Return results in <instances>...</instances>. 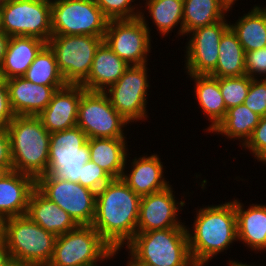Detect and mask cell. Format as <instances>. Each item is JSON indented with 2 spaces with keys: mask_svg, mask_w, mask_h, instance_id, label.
<instances>
[{
  "mask_svg": "<svg viewBox=\"0 0 266 266\" xmlns=\"http://www.w3.org/2000/svg\"><path fill=\"white\" fill-rule=\"evenodd\" d=\"M140 201L121 178L111 179L97 192L92 227L116 255L137 233Z\"/></svg>",
  "mask_w": 266,
  "mask_h": 266,
  "instance_id": "6da1fadb",
  "label": "cell"
},
{
  "mask_svg": "<svg viewBox=\"0 0 266 266\" xmlns=\"http://www.w3.org/2000/svg\"><path fill=\"white\" fill-rule=\"evenodd\" d=\"M194 218L191 230L187 227V234L196 266H207L211 259L238 242L235 198L218 205L200 207Z\"/></svg>",
  "mask_w": 266,
  "mask_h": 266,
  "instance_id": "7a4b0ae2",
  "label": "cell"
},
{
  "mask_svg": "<svg viewBox=\"0 0 266 266\" xmlns=\"http://www.w3.org/2000/svg\"><path fill=\"white\" fill-rule=\"evenodd\" d=\"M125 246L129 255L126 264L196 266L189 250L187 228L136 233Z\"/></svg>",
  "mask_w": 266,
  "mask_h": 266,
  "instance_id": "3957f363",
  "label": "cell"
},
{
  "mask_svg": "<svg viewBox=\"0 0 266 266\" xmlns=\"http://www.w3.org/2000/svg\"><path fill=\"white\" fill-rule=\"evenodd\" d=\"M11 148L12 170L37 179L46 174L50 136L37 116H15L6 127Z\"/></svg>",
  "mask_w": 266,
  "mask_h": 266,
  "instance_id": "277c9868",
  "label": "cell"
},
{
  "mask_svg": "<svg viewBox=\"0 0 266 266\" xmlns=\"http://www.w3.org/2000/svg\"><path fill=\"white\" fill-rule=\"evenodd\" d=\"M56 237L26 215L3 220V238L11 260L29 266L50 262Z\"/></svg>",
  "mask_w": 266,
  "mask_h": 266,
  "instance_id": "5b68a950",
  "label": "cell"
},
{
  "mask_svg": "<svg viewBox=\"0 0 266 266\" xmlns=\"http://www.w3.org/2000/svg\"><path fill=\"white\" fill-rule=\"evenodd\" d=\"M115 256L116 252L92 225H78L56 237L49 263L54 266H98V262L106 264Z\"/></svg>",
  "mask_w": 266,
  "mask_h": 266,
  "instance_id": "8992f818",
  "label": "cell"
},
{
  "mask_svg": "<svg viewBox=\"0 0 266 266\" xmlns=\"http://www.w3.org/2000/svg\"><path fill=\"white\" fill-rule=\"evenodd\" d=\"M90 160L88 137L78 126L51 133L46 174L79 183L81 167Z\"/></svg>",
  "mask_w": 266,
  "mask_h": 266,
  "instance_id": "52a82bcc",
  "label": "cell"
},
{
  "mask_svg": "<svg viewBox=\"0 0 266 266\" xmlns=\"http://www.w3.org/2000/svg\"><path fill=\"white\" fill-rule=\"evenodd\" d=\"M1 29L10 37L27 36L48 42L52 36L51 5L37 0H2Z\"/></svg>",
  "mask_w": 266,
  "mask_h": 266,
  "instance_id": "ba28073f",
  "label": "cell"
},
{
  "mask_svg": "<svg viewBox=\"0 0 266 266\" xmlns=\"http://www.w3.org/2000/svg\"><path fill=\"white\" fill-rule=\"evenodd\" d=\"M103 41L104 37L89 35H52L47 44L66 83L81 84L88 77L96 50Z\"/></svg>",
  "mask_w": 266,
  "mask_h": 266,
  "instance_id": "9c48e42d",
  "label": "cell"
},
{
  "mask_svg": "<svg viewBox=\"0 0 266 266\" xmlns=\"http://www.w3.org/2000/svg\"><path fill=\"white\" fill-rule=\"evenodd\" d=\"M52 35L104 37L109 19L93 0H58L51 6Z\"/></svg>",
  "mask_w": 266,
  "mask_h": 266,
  "instance_id": "30bf717a",
  "label": "cell"
},
{
  "mask_svg": "<svg viewBox=\"0 0 266 266\" xmlns=\"http://www.w3.org/2000/svg\"><path fill=\"white\" fill-rule=\"evenodd\" d=\"M146 12L135 19L109 20L107 25L104 41L129 65H144L150 60L152 36Z\"/></svg>",
  "mask_w": 266,
  "mask_h": 266,
  "instance_id": "8fae6325",
  "label": "cell"
},
{
  "mask_svg": "<svg viewBox=\"0 0 266 266\" xmlns=\"http://www.w3.org/2000/svg\"><path fill=\"white\" fill-rule=\"evenodd\" d=\"M127 124L129 126L130 123L111 105L105 92H83L76 126L83 130L88 139L127 138L124 134Z\"/></svg>",
  "mask_w": 266,
  "mask_h": 266,
  "instance_id": "7c38bea8",
  "label": "cell"
},
{
  "mask_svg": "<svg viewBox=\"0 0 266 266\" xmlns=\"http://www.w3.org/2000/svg\"><path fill=\"white\" fill-rule=\"evenodd\" d=\"M148 64L129 65L116 83L104 91L111 105L130 124L147 120Z\"/></svg>",
  "mask_w": 266,
  "mask_h": 266,
  "instance_id": "4fadbf2b",
  "label": "cell"
},
{
  "mask_svg": "<svg viewBox=\"0 0 266 266\" xmlns=\"http://www.w3.org/2000/svg\"><path fill=\"white\" fill-rule=\"evenodd\" d=\"M36 188L49 200L67 212L78 225H92L96 213V195L93 190L53 175H41Z\"/></svg>",
  "mask_w": 266,
  "mask_h": 266,
  "instance_id": "5bb4252c",
  "label": "cell"
},
{
  "mask_svg": "<svg viewBox=\"0 0 266 266\" xmlns=\"http://www.w3.org/2000/svg\"><path fill=\"white\" fill-rule=\"evenodd\" d=\"M229 27L230 24L225 18L187 34L188 41L184 52L186 75H208L216 68L220 40Z\"/></svg>",
  "mask_w": 266,
  "mask_h": 266,
  "instance_id": "9a60e30c",
  "label": "cell"
},
{
  "mask_svg": "<svg viewBox=\"0 0 266 266\" xmlns=\"http://www.w3.org/2000/svg\"><path fill=\"white\" fill-rule=\"evenodd\" d=\"M172 185L166 189L141 197L137 233L168 228H187L178 217L186 202L177 201ZM180 219V220H178Z\"/></svg>",
  "mask_w": 266,
  "mask_h": 266,
  "instance_id": "2e32d148",
  "label": "cell"
},
{
  "mask_svg": "<svg viewBox=\"0 0 266 266\" xmlns=\"http://www.w3.org/2000/svg\"><path fill=\"white\" fill-rule=\"evenodd\" d=\"M85 90L80 84H67L55 91L48 106L37 116L49 133L76 126L78 106Z\"/></svg>",
  "mask_w": 266,
  "mask_h": 266,
  "instance_id": "e0dca14e",
  "label": "cell"
},
{
  "mask_svg": "<svg viewBox=\"0 0 266 266\" xmlns=\"http://www.w3.org/2000/svg\"><path fill=\"white\" fill-rule=\"evenodd\" d=\"M129 155L131 154L127 155L121 179L132 191L142 197L162 191L170 186L169 181L164 176V166L159 155L156 153L149 156L144 154V156H139L140 158L134 157L132 162L128 159L131 158ZM127 161L131 162V165ZM127 165L131 167H129L130 171L126 170Z\"/></svg>",
  "mask_w": 266,
  "mask_h": 266,
  "instance_id": "ac0fdd59",
  "label": "cell"
},
{
  "mask_svg": "<svg viewBox=\"0 0 266 266\" xmlns=\"http://www.w3.org/2000/svg\"><path fill=\"white\" fill-rule=\"evenodd\" d=\"M12 110L16 116H38L49 104L57 89L64 86H44L24 77L6 80Z\"/></svg>",
  "mask_w": 266,
  "mask_h": 266,
  "instance_id": "d6986e66",
  "label": "cell"
},
{
  "mask_svg": "<svg viewBox=\"0 0 266 266\" xmlns=\"http://www.w3.org/2000/svg\"><path fill=\"white\" fill-rule=\"evenodd\" d=\"M35 188V178L11 170L0 180V218L5 220L26 215L29 199Z\"/></svg>",
  "mask_w": 266,
  "mask_h": 266,
  "instance_id": "ffe728a7",
  "label": "cell"
},
{
  "mask_svg": "<svg viewBox=\"0 0 266 266\" xmlns=\"http://www.w3.org/2000/svg\"><path fill=\"white\" fill-rule=\"evenodd\" d=\"M244 204L235 199L238 241L252 251H266V204ZM248 207V208H247ZM263 250V251H262Z\"/></svg>",
  "mask_w": 266,
  "mask_h": 266,
  "instance_id": "44dd1931",
  "label": "cell"
},
{
  "mask_svg": "<svg viewBox=\"0 0 266 266\" xmlns=\"http://www.w3.org/2000/svg\"><path fill=\"white\" fill-rule=\"evenodd\" d=\"M128 67L129 64L103 41L96 50L88 77L80 85L89 91L104 92L118 81Z\"/></svg>",
  "mask_w": 266,
  "mask_h": 266,
  "instance_id": "7402d4cb",
  "label": "cell"
},
{
  "mask_svg": "<svg viewBox=\"0 0 266 266\" xmlns=\"http://www.w3.org/2000/svg\"><path fill=\"white\" fill-rule=\"evenodd\" d=\"M26 216L55 236L67 233L78 226L67 212L45 197L37 188L31 193Z\"/></svg>",
  "mask_w": 266,
  "mask_h": 266,
  "instance_id": "603a6c76",
  "label": "cell"
},
{
  "mask_svg": "<svg viewBox=\"0 0 266 266\" xmlns=\"http://www.w3.org/2000/svg\"><path fill=\"white\" fill-rule=\"evenodd\" d=\"M46 41L34 37H10L6 54L0 66V77L8 80L23 77Z\"/></svg>",
  "mask_w": 266,
  "mask_h": 266,
  "instance_id": "cb8c5ba5",
  "label": "cell"
},
{
  "mask_svg": "<svg viewBox=\"0 0 266 266\" xmlns=\"http://www.w3.org/2000/svg\"><path fill=\"white\" fill-rule=\"evenodd\" d=\"M126 138L88 139L90 160L112 179L121 178L129 152Z\"/></svg>",
  "mask_w": 266,
  "mask_h": 266,
  "instance_id": "d4e9b609",
  "label": "cell"
},
{
  "mask_svg": "<svg viewBox=\"0 0 266 266\" xmlns=\"http://www.w3.org/2000/svg\"><path fill=\"white\" fill-rule=\"evenodd\" d=\"M194 81L195 99L205 117L211 124L205 129L206 133L212 131L225 117L227 109L221 95L219 78L211 75H188Z\"/></svg>",
  "mask_w": 266,
  "mask_h": 266,
  "instance_id": "484cf974",
  "label": "cell"
},
{
  "mask_svg": "<svg viewBox=\"0 0 266 266\" xmlns=\"http://www.w3.org/2000/svg\"><path fill=\"white\" fill-rule=\"evenodd\" d=\"M238 18L234 24L230 21L229 24L245 53L266 47V6L254 5Z\"/></svg>",
  "mask_w": 266,
  "mask_h": 266,
  "instance_id": "4316f807",
  "label": "cell"
},
{
  "mask_svg": "<svg viewBox=\"0 0 266 266\" xmlns=\"http://www.w3.org/2000/svg\"><path fill=\"white\" fill-rule=\"evenodd\" d=\"M232 8L224 0H184V37L196 28L225 19Z\"/></svg>",
  "mask_w": 266,
  "mask_h": 266,
  "instance_id": "83f0119b",
  "label": "cell"
},
{
  "mask_svg": "<svg viewBox=\"0 0 266 266\" xmlns=\"http://www.w3.org/2000/svg\"><path fill=\"white\" fill-rule=\"evenodd\" d=\"M260 116L251 111L245 104H239L227 110L225 117L209 133L220 134L244 145L256 128ZM242 140V141H241Z\"/></svg>",
  "mask_w": 266,
  "mask_h": 266,
  "instance_id": "f1b7e54d",
  "label": "cell"
},
{
  "mask_svg": "<svg viewBox=\"0 0 266 266\" xmlns=\"http://www.w3.org/2000/svg\"><path fill=\"white\" fill-rule=\"evenodd\" d=\"M209 75L216 78L246 75L245 50L231 27L221 37L217 65Z\"/></svg>",
  "mask_w": 266,
  "mask_h": 266,
  "instance_id": "f546056e",
  "label": "cell"
},
{
  "mask_svg": "<svg viewBox=\"0 0 266 266\" xmlns=\"http://www.w3.org/2000/svg\"><path fill=\"white\" fill-rule=\"evenodd\" d=\"M141 12L148 10L150 20L154 23L158 33L163 38L178 27L177 35L184 37L183 4L184 0H143ZM145 7V8H144ZM144 8V9H143ZM179 25V26H178Z\"/></svg>",
  "mask_w": 266,
  "mask_h": 266,
  "instance_id": "4dcf8cb0",
  "label": "cell"
},
{
  "mask_svg": "<svg viewBox=\"0 0 266 266\" xmlns=\"http://www.w3.org/2000/svg\"><path fill=\"white\" fill-rule=\"evenodd\" d=\"M26 80L44 86H65L66 81L59 71L53 50L46 44L23 76Z\"/></svg>",
  "mask_w": 266,
  "mask_h": 266,
  "instance_id": "1f68e13d",
  "label": "cell"
},
{
  "mask_svg": "<svg viewBox=\"0 0 266 266\" xmlns=\"http://www.w3.org/2000/svg\"><path fill=\"white\" fill-rule=\"evenodd\" d=\"M251 81L252 78L248 75L219 78L220 91L227 110L239 104H244Z\"/></svg>",
  "mask_w": 266,
  "mask_h": 266,
  "instance_id": "d6a6232c",
  "label": "cell"
},
{
  "mask_svg": "<svg viewBox=\"0 0 266 266\" xmlns=\"http://www.w3.org/2000/svg\"><path fill=\"white\" fill-rule=\"evenodd\" d=\"M134 1L135 0H97L96 4L109 20L135 19L140 15L141 2L139 1L138 5ZM133 3L135 5H133Z\"/></svg>",
  "mask_w": 266,
  "mask_h": 266,
  "instance_id": "836d02e7",
  "label": "cell"
},
{
  "mask_svg": "<svg viewBox=\"0 0 266 266\" xmlns=\"http://www.w3.org/2000/svg\"><path fill=\"white\" fill-rule=\"evenodd\" d=\"M112 178L97 164L91 160L81 167V178L79 183L94 192H98Z\"/></svg>",
  "mask_w": 266,
  "mask_h": 266,
  "instance_id": "e575fe53",
  "label": "cell"
},
{
  "mask_svg": "<svg viewBox=\"0 0 266 266\" xmlns=\"http://www.w3.org/2000/svg\"><path fill=\"white\" fill-rule=\"evenodd\" d=\"M244 104L260 117L266 116V79L252 78Z\"/></svg>",
  "mask_w": 266,
  "mask_h": 266,
  "instance_id": "d590c367",
  "label": "cell"
},
{
  "mask_svg": "<svg viewBox=\"0 0 266 266\" xmlns=\"http://www.w3.org/2000/svg\"><path fill=\"white\" fill-rule=\"evenodd\" d=\"M242 147L249 150L258 162L266 164V116L260 117L251 137Z\"/></svg>",
  "mask_w": 266,
  "mask_h": 266,
  "instance_id": "8d00e7d4",
  "label": "cell"
},
{
  "mask_svg": "<svg viewBox=\"0 0 266 266\" xmlns=\"http://www.w3.org/2000/svg\"><path fill=\"white\" fill-rule=\"evenodd\" d=\"M246 75L266 79V47L245 53Z\"/></svg>",
  "mask_w": 266,
  "mask_h": 266,
  "instance_id": "74e56055",
  "label": "cell"
},
{
  "mask_svg": "<svg viewBox=\"0 0 266 266\" xmlns=\"http://www.w3.org/2000/svg\"><path fill=\"white\" fill-rule=\"evenodd\" d=\"M15 116L10 104L6 79L0 77V126L6 128Z\"/></svg>",
  "mask_w": 266,
  "mask_h": 266,
  "instance_id": "f35d334b",
  "label": "cell"
},
{
  "mask_svg": "<svg viewBox=\"0 0 266 266\" xmlns=\"http://www.w3.org/2000/svg\"><path fill=\"white\" fill-rule=\"evenodd\" d=\"M0 165H12L10 138L7 128L0 126Z\"/></svg>",
  "mask_w": 266,
  "mask_h": 266,
  "instance_id": "ab89813d",
  "label": "cell"
},
{
  "mask_svg": "<svg viewBox=\"0 0 266 266\" xmlns=\"http://www.w3.org/2000/svg\"><path fill=\"white\" fill-rule=\"evenodd\" d=\"M11 260L9 250L3 237L0 238V266H5Z\"/></svg>",
  "mask_w": 266,
  "mask_h": 266,
  "instance_id": "60d3db41",
  "label": "cell"
},
{
  "mask_svg": "<svg viewBox=\"0 0 266 266\" xmlns=\"http://www.w3.org/2000/svg\"><path fill=\"white\" fill-rule=\"evenodd\" d=\"M9 39H10L9 35H7L4 31H0V66L6 54V49Z\"/></svg>",
  "mask_w": 266,
  "mask_h": 266,
  "instance_id": "b9f144b4",
  "label": "cell"
},
{
  "mask_svg": "<svg viewBox=\"0 0 266 266\" xmlns=\"http://www.w3.org/2000/svg\"><path fill=\"white\" fill-rule=\"evenodd\" d=\"M12 170V165H0V180Z\"/></svg>",
  "mask_w": 266,
  "mask_h": 266,
  "instance_id": "7bdbcfd3",
  "label": "cell"
},
{
  "mask_svg": "<svg viewBox=\"0 0 266 266\" xmlns=\"http://www.w3.org/2000/svg\"><path fill=\"white\" fill-rule=\"evenodd\" d=\"M228 263V266H257L256 264L249 265V263L238 262V260H229Z\"/></svg>",
  "mask_w": 266,
  "mask_h": 266,
  "instance_id": "ee69618b",
  "label": "cell"
},
{
  "mask_svg": "<svg viewBox=\"0 0 266 266\" xmlns=\"http://www.w3.org/2000/svg\"><path fill=\"white\" fill-rule=\"evenodd\" d=\"M5 266H29V265L21 263L19 261L10 260Z\"/></svg>",
  "mask_w": 266,
  "mask_h": 266,
  "instance_id": "f6af8a7d",
  "label": "cell"
},
{
  "mask_svg": "<svg viewBox=\"0 0 266 266\" xmlns=\"http://www.w3.org/2000/svg\"><path fill=\"white\" fill-rule=\"evenodd\" d=\"M37 1H40V2H44V3H47L49 5H53L55 4L58 0H37Z\"/></svg>",
  "mask_w": 266,
  "mask_h": 266,
  "instance_id": "bcb514c9",
  "label": "cell"
},
{
  "mask_svg": "<svg viewBox=\"0 0 266 266\" xmlns=\"http://www.w3.org/2000/svg\"><path fill=\"white\" fill-rule=\"evenodd\" d=\"M3 237V220L0 218V238Z\"/></svg>",
  "mask_w": 266,
  "mask_h": 266,
  "instance_id": "7dc6e473",
  "label": "cell"
},
{
  "mask_svg": "<svg viewBox=\"0 0 266 266\" xmlns=\"http://www.w3.org/2000/svg\"><path fill=\"white\" fill-rule=\"evenodd\" d=\"M126 266H156V265H150V264H127Z\"/></svg>",
  "mask_w": 266,
  "mask_h": 266,
  "instance_id": "c3c4849f",
  "label": "cell"
},
{
  "mask_svg": "<svg viewBox=\"0 0 266 266\" xmlns=\"http://www.w3.org/2000/svg\"><path fill=\"white\" fill-rule=\"evenodd\" d=\"M227 4H229L230 6L235 5L236 1L238 0H224Z\"/></svg>",
  "mask_w": 266,
  "mask_h": 266,
  "instance_id": "681fc988",
  "label": "cell"
},
{
  "mask_svg": "<svg viewBox=\"0 0 266 266\" xmlns=\"http://www.w3.org/2000/svg\"><path fill=\"white\" fill-rule=\"evenodd\" d=\"M42 266H54V265H52V264H50V263H47V264H44V265H42Z\"/></svg>",
  "mask_w": 266,
  "mask_h": 266,
  "instance_id": "f907efd6",
  "label": "cell"
},
{
  "mask_svg": "<svg viewBox=\"0 0 266 266\" xmlns=\"http://www.w3.org/2000/svg\"><path fill=\"white\" fill-rule=\"evenodd\" d=\"M0 31H2V29H1V12H0Z\"/></svg>",
  "mask_w": 266,
  "mask_h": 266,
  "instance_id": "816d5d0a",
  "label": "cell"
}]
</instances>
